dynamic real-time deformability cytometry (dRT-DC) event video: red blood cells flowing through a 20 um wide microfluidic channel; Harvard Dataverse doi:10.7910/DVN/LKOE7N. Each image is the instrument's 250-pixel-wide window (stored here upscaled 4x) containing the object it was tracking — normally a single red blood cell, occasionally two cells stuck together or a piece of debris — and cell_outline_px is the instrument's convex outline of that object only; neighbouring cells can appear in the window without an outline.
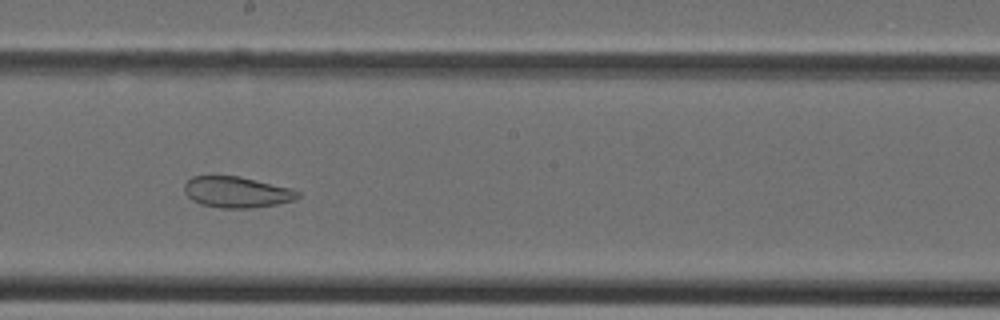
{"species": "Egyptian fruit bat (a non-hibernating species)", "species_latin": "Rousettus aegyptiacus", "temperature_condition": "cold", "stored_images_in_passage": 29, "camera_frame_rate_fps": 3000, "um_per_image_px": 0.085, "animal": {"sex": "female"}, "frame": {"image": 1, "passage_image": 11, "time_ms": 3.333, "image_size_px": [1000, 320], "cell_outline_px": [[300, 196], [292, 200], [276, 204], [252, 208], [220, 208], [200, 204], [192, 200], [184, 192], [184, 184], [192, 176], [240, 176], [292, 188], [300, 192]], "centroid_in_image_um": [20.11, 16.33], "position_along_channel_um": 228.1, "area_um2": 20.58}}
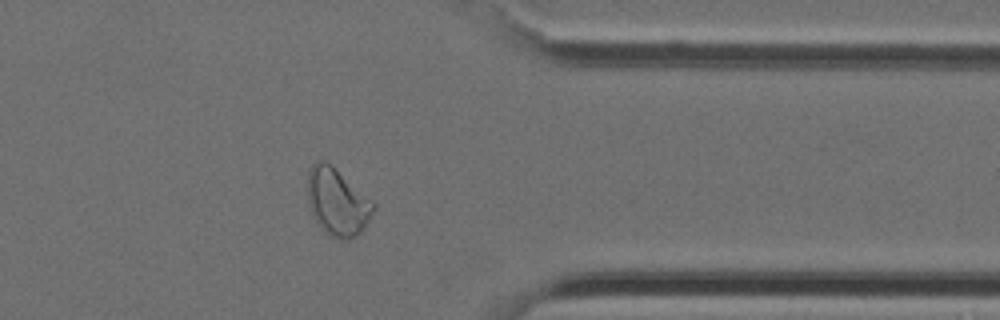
{"frame": {"image": 2, "passage_image": 21, "time_ms": 6.667, "image_size_px": [1000, 320], "cell_outline_px": [[376, 208], [360, 232], [348, 240], [340, 240], [328, 236], [316, 224], [312, 216], [308, 204], [308, 172], [312, 164], [320, 160], [324, 160], [332, 164], [372, 200], [376, 204]], "centroid_in_image_um": [28.65, 17.18], "position_along_channel_um": 382.8, "area_um2": 26.13}}
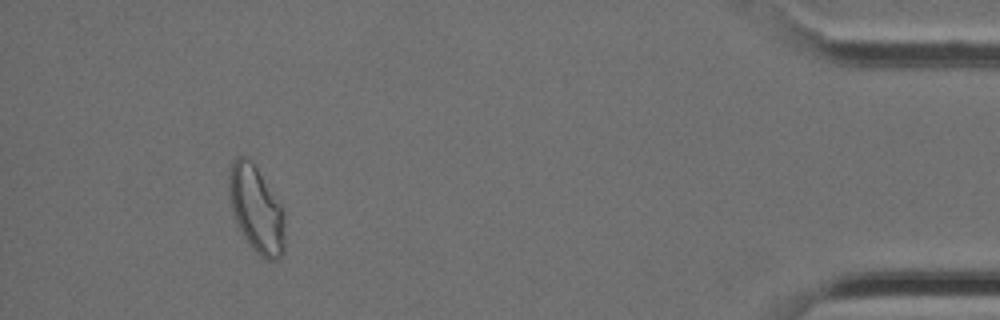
{"frame": {"image": 3, "passage_image": 26, "time_ms": 8.333, "image_size_px": [1000, 320], "cell_outline_px": [[284, 252], [276, 260], [264, 260], [248, 244], [236, 224], [232, 212], [228, 192], [228, 172], [232, 160], [236, 156], [244, 156], [256, 168], [280, 204], [284, 212]], "centroid_in_image_um": [21.75, 17.82], "position_along_channel_um": 413.4, "area_um2": 28.21}}